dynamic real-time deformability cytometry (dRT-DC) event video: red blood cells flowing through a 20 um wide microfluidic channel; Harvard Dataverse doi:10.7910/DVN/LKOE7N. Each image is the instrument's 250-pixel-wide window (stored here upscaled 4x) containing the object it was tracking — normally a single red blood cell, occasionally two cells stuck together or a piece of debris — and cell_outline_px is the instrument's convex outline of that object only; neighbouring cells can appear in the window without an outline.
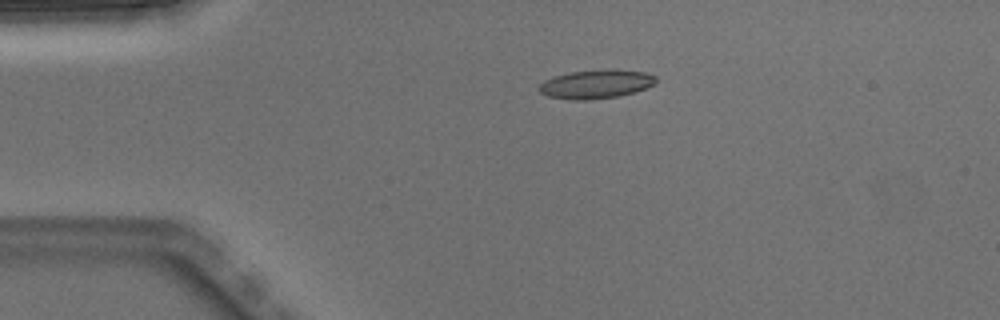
{"species": "Egyptian fruit bat (a non-hibernating species)", "species_latin": "Rousettus aegyptiacus", "temperature_condition": "warm", "stored_images_in_passage": 2, "camera_frame_rate_fps": 3000, "um_per_image_px": 0.085, "animal": {"sex": "male"}, "frame": {"image": 1, "passage_image": 1, "time_ms": 0.0, "image_size_px": [1000, 320], "cell_outline_px": [[656, 84], [620, 96], [588, 100], [572, 100], [548, 96], [540, 92], [536, 88], [544, 80], [552, 76], [568, 72], [648, 72], [656, 76]], "centroid_in_image_um": [50.58, 7.2], "position_along_channel_um": 34.4, "area_um2": 18.84}}